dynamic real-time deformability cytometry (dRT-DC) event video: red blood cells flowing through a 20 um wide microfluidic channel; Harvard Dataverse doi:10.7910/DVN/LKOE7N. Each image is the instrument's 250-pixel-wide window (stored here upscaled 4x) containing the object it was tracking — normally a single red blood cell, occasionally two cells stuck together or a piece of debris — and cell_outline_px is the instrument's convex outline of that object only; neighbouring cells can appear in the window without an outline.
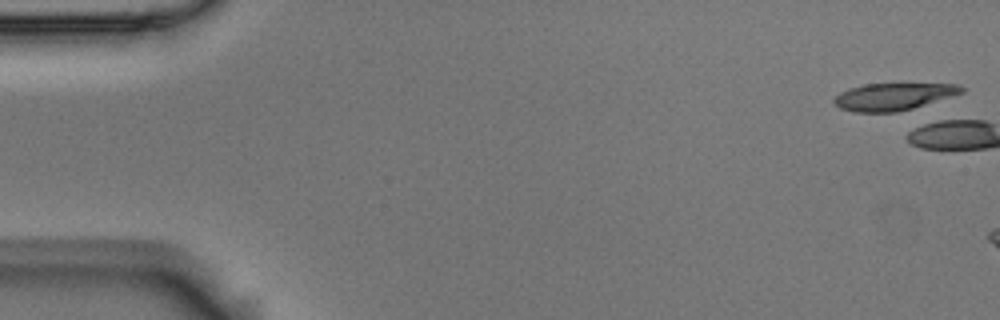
{"species": "Egyptian fruit bat (a non-hibernating species)", "species_latin": "Rousettus aegyptiacus", "temperature_condition": "room temperature", "stored_images_in_passage": 3, "camera_frame_rate_fps": 3000, "um_per_image_px": 0.085, "animal": {"sex": "male"}, "frame": {"image": 1, "passage_image": 1, "time_ms": 0.0, "image_size_px": [1000, 320], "cell_outline_px": [[964, 92], [912, 108], [896, 112], [856, 112], [840, 108], [832, 100], [840, 92], [848, 88], [864, 84], [956, 84], [964, 88]], "centroid_in_image_um": [75.89, 8.21], "position_along_channel_um": 9.1, "area_um2": 19.88}}